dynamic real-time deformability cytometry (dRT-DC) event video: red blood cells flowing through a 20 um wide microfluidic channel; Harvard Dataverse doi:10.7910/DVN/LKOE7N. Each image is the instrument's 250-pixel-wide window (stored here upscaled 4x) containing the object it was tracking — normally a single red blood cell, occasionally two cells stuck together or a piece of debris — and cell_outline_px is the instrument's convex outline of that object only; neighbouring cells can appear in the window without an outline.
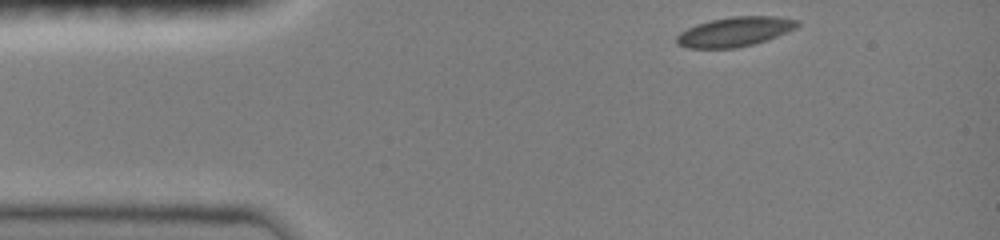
{"species": "common noctule bat (a hibernating species)", "species_latin": "Nyctalus noctula", "temperature_condition": "room temperature", "stored_images_in_passage": 9, "camera_frame_rate_fps": 3000, "um_per_image_px": 0.085, "animal": {"sex": "female", "body_mass_g": 19.0, "forearm_length_mm": 51.5}, "frame": {"image": 1, "passage_image": 1, "time_ms": 0.0, "image_size_px": [1000, 240], "cell_outline_px": [[800, 24], [796, 28], [768, 40], [736, 48], [688, 48], [676, 44], [676, 36], [680, 32], [696, 24], [712, 20], [732, 16], [776, 16], [800, 20]], "centroid_in_image_um": [62.47, 2.69], "position_along_channel_um": 22.5, "area_um2": 20.87}}
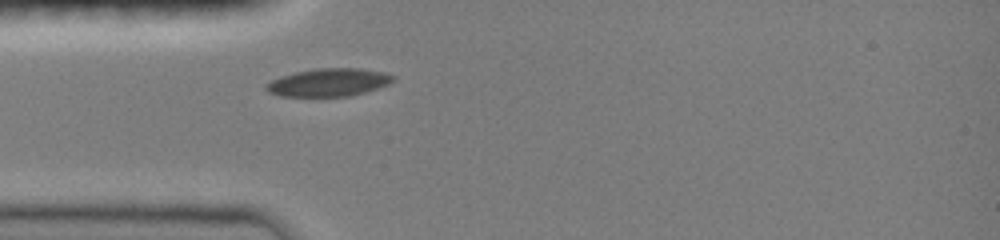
{"frame": {"image": 2, "passage_image": 7, "time_ms": 2.333, "image_size_px": [1000, 240], "cell_outline_px": [[396, 76], [388, 84], [364, 92], [348, 96], [280, 96], [268, 92], [264, 88], [264, 84], [280, 76], [296, 72], [316, 68], [360, 68], [384, 72]], "centroid_in_image_um": [27.89, 7.0], "position_along_channel_um": 57.1, "area_um2": 20.58}}